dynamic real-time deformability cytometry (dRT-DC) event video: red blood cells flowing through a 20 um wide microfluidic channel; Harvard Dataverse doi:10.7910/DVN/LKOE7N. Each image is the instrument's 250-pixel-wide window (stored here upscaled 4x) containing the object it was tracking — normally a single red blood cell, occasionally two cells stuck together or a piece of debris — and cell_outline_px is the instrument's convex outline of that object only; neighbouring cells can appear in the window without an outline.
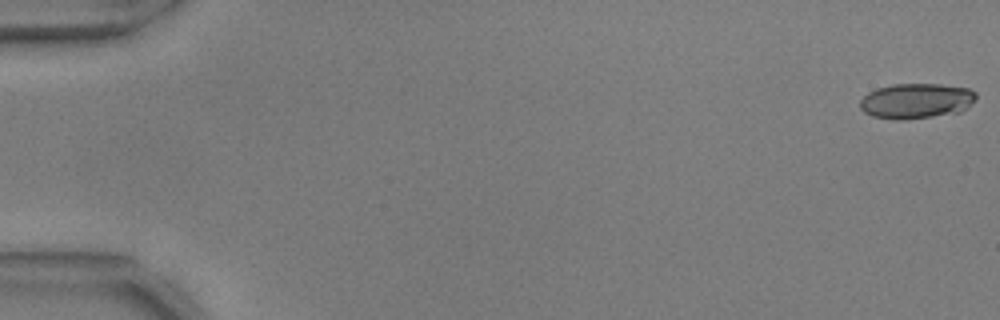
{"species": "common noctule bat (a hibernating species)", "species_latin": "Nyctalus noctula", "temperature_condition": "warm", "stored_images_in_passage": 14, "camera_frame_rate_fps": 3000, "um_per_image_px": 0.085, "animal": {"sex": "male", "body_mass_g": 17.9, "forearm_length_mm": 54.2}, "frame": {"image": 1, "passage_image": 1, "time_ms": 0.0, "image_size_px": [1000, 320], "cell_outline_px": [[976, 100], [960, 112], [904, 120], [896, 120], [872, 116], [864, 112], [860, 108], [860, 100], [868, 92], [876, 88], [892, 84], [940, 84], [968, 88], [976, 92]], "centroid_in_image_um": [77.86, 8.57], "position_along_channel_um": 7.1, "area_um2": 23.93}}